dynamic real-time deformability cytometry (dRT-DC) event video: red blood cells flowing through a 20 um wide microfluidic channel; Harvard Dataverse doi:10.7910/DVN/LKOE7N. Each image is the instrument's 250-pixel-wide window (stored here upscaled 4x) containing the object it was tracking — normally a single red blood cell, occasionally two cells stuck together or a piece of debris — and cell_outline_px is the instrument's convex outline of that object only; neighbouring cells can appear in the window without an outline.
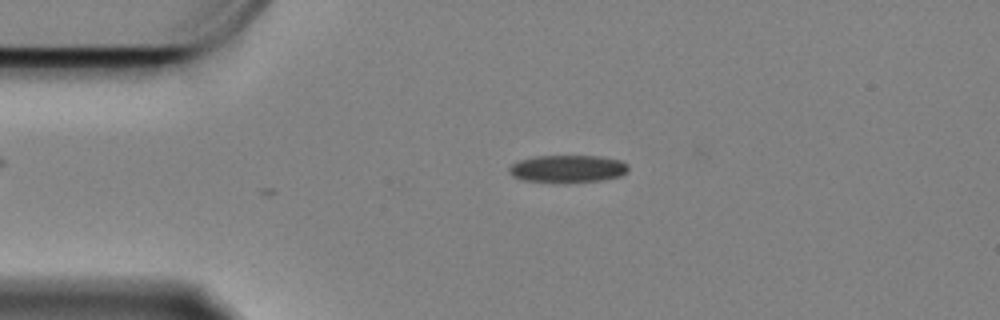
{"species": "Egyptian fruit bat (a non-hibernating species)", "species_latin": "Rousettus aegyptiacus", "temperature_condition": "cold", "stored_images_in_passage": 45, "camera_frame_rate_fps": 3000, "um_per_image_px": 0.085, "animal": {"sex": "female"}, "frame": {"image": 1, "passage_image": 1, "time_ms": 0.0, "image_size_px": [1000, 320], "cell_outline_px": [[628, 172], [620, 176], [600, 180], [524, 180], [512, 176], [508, 172], [508, 168], [512, 164], [520, 160], [536, 156], [600, 156], [620, 160], [628, 164]], "centroid_in_image_um": [48.27, 14.3], "position_along_channel_um": 36.7, "area_um2": 18.32}}
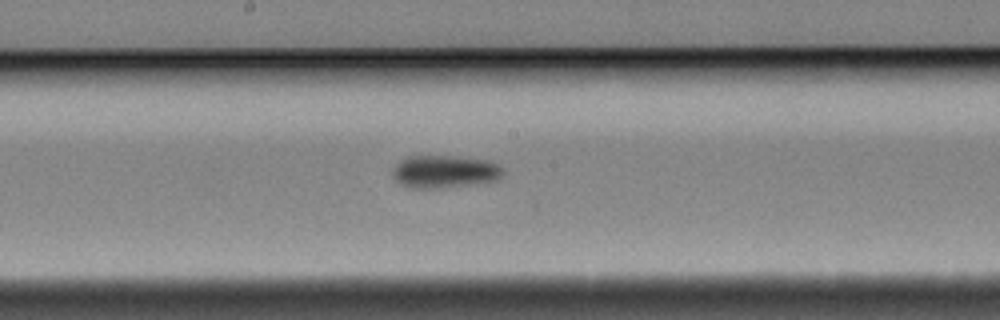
{"frame": {"image": 2, "passage_image": 19, "time_ms": 6.0, "image_size_px": [1000, 320], "cell_outline_px": [[504, 172], [496, 180], [436, 188], [416, 188], [404, 184], [396, 180], [392, 172], [392, 168], [400, 160], [408, 156], [452, 156], [488, 160], [496, 164]], "centroid_in_image_um": [37.75, 14.56], "position_along_channel_um": 210.4, "area_um2": 20.46}}
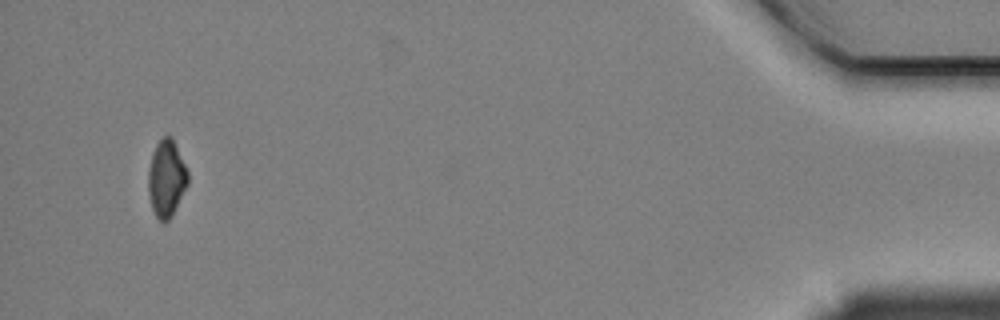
{"frame": {"image": 3, "passage_image": 45, "time_ms": 14.667, "image_size_px": [1000, 320], "cell_outline_px": [[188, 184], [172, 216], [164, 224], [156, 216], [152, 208], [148, 192], [148, 168], [152, 152], [156, 144], [164, 136], [172, 136], [188, 172]], "centroid_in_image_um": [14.14, 15.17], "position_along_channel_um": 421.1, "area_um2": 17.8}}